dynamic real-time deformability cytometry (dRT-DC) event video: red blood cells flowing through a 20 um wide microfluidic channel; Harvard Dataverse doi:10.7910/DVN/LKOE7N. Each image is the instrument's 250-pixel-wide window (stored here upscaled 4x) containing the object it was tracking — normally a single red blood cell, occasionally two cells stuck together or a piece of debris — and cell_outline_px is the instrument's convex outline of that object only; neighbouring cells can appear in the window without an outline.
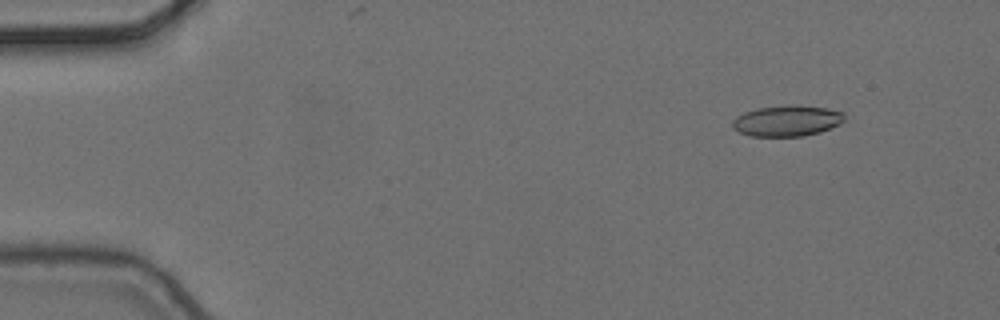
{"species": "common noctule bat (a hibernating species)", "species_latin": "Nyctalus noctula", "temperature_condition": "cold", "stored_images_in_passage": 6, "camera_frame_rate_fps": 3000, "um_per_image_px": 0.085, "animal": {"sex": "female", "body_mass_g": 24.6, "forearm_length_mm": 56.2}, "frame": {"image": 1, "passage_image": 2, "time_ms": 0.333, "image_size_px": [1000, 320], "cell_outline_px": [[844, 120], [840, 124], [820, 132], [804, 136], [748, 136], [732, 128], [732, 120], [736, 116], [744, 112], [760, 108], [792, 104], [824, 108], [844, 112]], "centroid_in_image_um": [66.88, 10.27], "position_along_channel_um": 18.1, "area_um2": 20.17}}
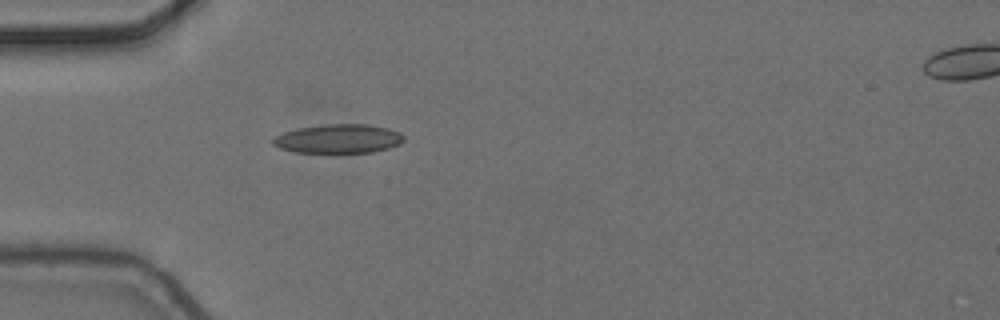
{"frame": {"image": 2, "passage_image": 5, "time_ms": 1.333, "image_size_px": [1000, 320], "cell_outline_px": [[404, 140], [400, 144], [388, 148], [372, 152], [336, 156], [296, 152], [280, 148], [272, 144], [272, 140], [276, 136], [284, 132], [296, 128], [324, 124], [364, 124], [388, 128], [400, 132], [404, 136]], "centroid_in_image_um": [28.76, 11.84], "position_along_channel_um": 56.2, "area_um2": 23.12}}